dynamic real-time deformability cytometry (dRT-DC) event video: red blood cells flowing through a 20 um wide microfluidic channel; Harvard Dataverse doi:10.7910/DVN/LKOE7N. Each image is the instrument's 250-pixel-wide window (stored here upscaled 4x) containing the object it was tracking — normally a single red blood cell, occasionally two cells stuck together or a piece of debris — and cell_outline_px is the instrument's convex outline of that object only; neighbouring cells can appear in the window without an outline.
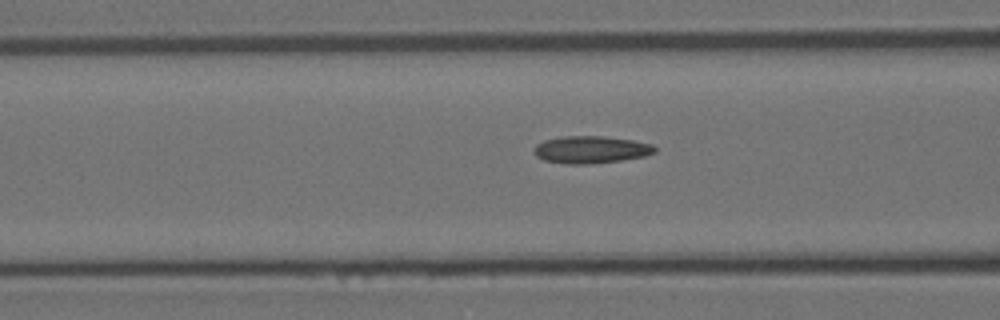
{"species": "Egyptian fruit bat (a non-hibernating species)", "species_latin": "Rousettus aegyptiacus", "temperature_condition": "room temperature", "stored_images_in_passage": 42, "camera_frame_rate_fps": 3000, "um_per_image_px": 0.085, "animal": {"sex": "female"}, "frame": {"image": 1, "passage_image": 20, "time_ms": 6.333, "image_size_px": [1000, 320], "cell_outline_px": [[656, 152], [644, 156], [620, 160], [588, 164], [568, 164], [544, 160], [536, 156], [536, 144], [544, 140], [560, 136], [604, 136], [632, 140], [652, 144], [656, 148]], "centroid_in_image_um": [50.23, 12.71], "position_along_channel_um": 116.4, "area_um2": 19.07}}
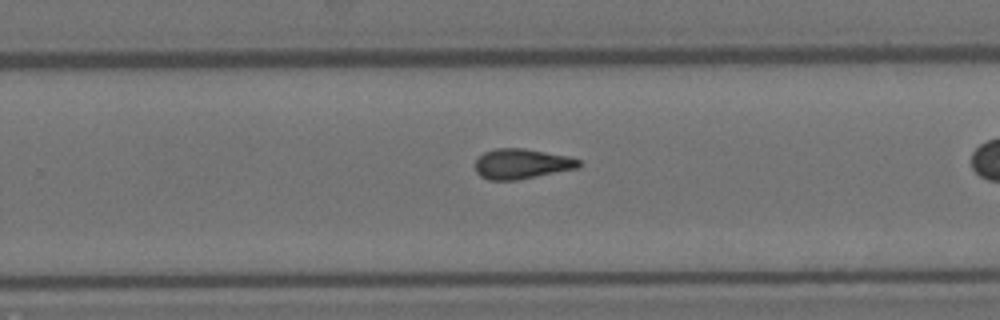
{"frame": {"image": 2, "passage_image": 34, "time_ms": 11.0, "image_size_px": [1000, 320], "cell_outline_px": [[580, 168], [516, 180], [488, 180], [480, 176], [476, 172], [476, 160], [484, 152], [496, 148], [524, 148], [568, 156], [580, 160]], "centroid_in_image_um": [44.35, 13.93], "position_along_channel_um": 285.5, "area_um2": 18.21}}
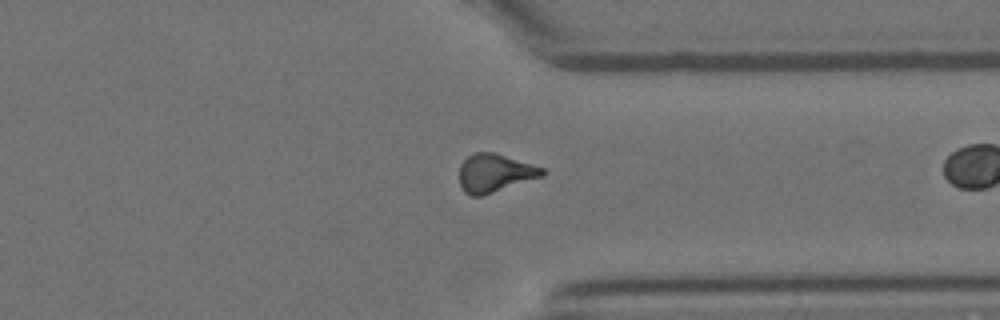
{"frame": {"image": 3, "passage_image": 41, "time_ms": 13.333, "image_size_px": [1000, 320], "cell_outline_px": [[544, 176], [480, 196], [472, 196], [464, 192], [460, 184], [460, 164], [472, 152], [492, 152], [532, 164], [544, 168]], "centroid_in_image_um": [42.04, 14.7], "position_along_channel_um": 369.4, "area_um2": 18.26}}